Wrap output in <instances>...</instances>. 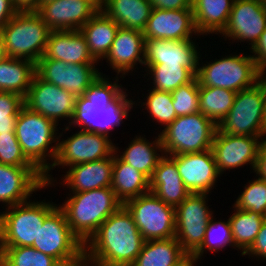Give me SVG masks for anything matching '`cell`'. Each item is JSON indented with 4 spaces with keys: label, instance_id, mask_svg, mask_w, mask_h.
Wrapping results in <instances>:
<instances>
[{
    "label": "cell",
    "instance_id": "cell-13",
    "mask_svg": "<svg viewBox=\"0 0 266 266\" xmlns=\"http://www.w3.org/2000/svg\"><path fill=\"white\" fill-rule=\"evenodd\" d=\"M67 138L62 141L59 138L57 156L51 170L56 166L72 167L108 158L115 152V144L103 134L80 130Z\"/></svg>",
    "mask_w": 266,
    "mask_h": 266
},
{
    "label": "cell",
    "instance_id": "cell-23",
    "mask_svg": "<svg viewBox=\"0 0 266 266\" xmlns=\"http://www.w3.org/2000/svg\"><path fill=\"white\" fill-rule=\"evenodd\" d=\"M145 39L143 31L119 27L110 51L105 59L117 72V76L126 75L134 70L138 63L144 65ZM133 69V70H132ZM126 73V74H125Z\"/></svg>",
    "mask_w": 266,
    "mask_h": 266
},
{
    "label": "cell",
    "instance_id": "cell-9",
    "mask_svg": "<svg viewBox=\"0 0 266 266\" xmlns=\"http://www.w3.org/2000/svg\"><path fill=\"white\" fill-rule=\"evenodd\" d=\"M198 66L196 75L201 86L224 88L234 92L254 86L262 74L251 55H227Z\"/></svg>",
    "mask_w": 266,
    "mask_h": 266
},
{
    "label": "cell",
    "instance_id": "cell-35",
    "mask_svg": "<svg viewBox=\"0 0 266 266\" xmlns=\"http://www.w3.org/2000/svg\"><path fill=\"white\" fill-rule=\"evenodd\" d=\"M237 92L199 84V111L217 126L234 104Z\"/></svg>",
    "mask_w": 266,
    "mask_h": 266
},
{
    "label": "cell",
    "instance_id": "cell-46",
    "mask_svg": "<svg viewBox=\"0 0 266 266\" xmlns=\"http://www.w3.org/2000/svg\"><path fill=\"white\" fill-rule=\"evenodd\" d=\"M152 8L164 10L192 9V0H150Z\"/></svg>",
    "mask_w": 266,
    "mask_h": 266
},
{
    "label": "cell",
    "instance_id": "cell-24",
    "mask_svg": "<svg viewBox=\"0 0 266 266\" xmlns=\"http://www.w3.org/2000/svg\"><path fill=\"white\" fill-rule=\"evenodd\" d=\"M41 58L73 64L97 63L89 53L88 44L80 30H51Z\"/></svg>",
    "mask_w": 266,
    "mask_h": 266
},
{
    "label": "cell",
    "instance_id": "cell-36",
    "mask_svg": "<svg viewBox=\"0 0 266 266\" xmlns=\"http://www.w3.org/2000/svg\"><path fill=\"white\" fill-rule=\"evenodd\" d=\"M146 69L154 81L152 88L164 92H173L196 77L187 67L178 64H154Z\"/></svg>",
    "mask_w": 266,
    "mask_h": 266
},
{
    "label": "cell",
    "instance_id": "cell-41",
    "mask_svg": "<svg viewBox=\"0 0 266 266\" xmlns=\"http://www.w3.org/2000/svg\"><path fill=\"white\" fill-rule=\"evenodd\" d=\"M171 95L177 117L200 112L199 82L197 77L171 92Z\"/></svg>",
    "mask_w": 266,
    "mask_h": 266
},
{
    "label": "cell",
    "instance_id": "cell-18",
    "mask_svg": "<svg viewBox=\"0 0 266 266\" xmlns=\"http://www.w3.org/2000/svg\"><path fill=\"white\" fill-rule=\"evenodd\" d=\"M265 28L266 12L260 0H234L227 25L220 34L240 43L249 41L252 49Z\"/></svg>",
    "mask_w": 266,
    "mask_h": 266
},
{
    "label": "cell",
    "instance_id": "cell-17",
    "mask_svg": "<svg viewBox=\"0 0 266 266\" xmlns=\"http://www.w3.org/2000/svg\"><path fill=\"white\" fill-rule=\"evenodd\" d=\"M99 10L95 0H53L36 12L51 30H80Z\"/></svg>",
    "mask_w": 266,
    "mask_h": 266
},
{
    "label": "cell",
    "instance_id": "cell-2",
    "mask_svg": "<svg viewBox=\"0 0 266 266\" xmlns=\"http://www.w3.org/2000/svg\"><path fill=\"white\" fill-rule=\"evenodd\" d=\"M145 240L122 205L84 245V260L96 266H131Z\"/></svg>",
    "mask_w": 266,
    "mask_h": 266
},
{
    "label": "cell",
    "instance_id": "cell-47",
    "mask_svg": "<svg viewBox=\"0 0 266 266\" xmlns=\"http://www.w3.org/2000/svg\"><path fill=\"white\" fill-rule=\"evenodd\" d=\"M254 172L256 176L266 181V137L261 139Z\"/></svg>",
    "mask_w": 266,
    "mask_h": 266
},
{
    "label": "cell",
    "instance_id": "cell-55",
    "mask_svg": "<svg viewBox=\"0 0 266 266\" xmlns=\"http://www.w3.org/2000/svg\"><path fill=\"white\" fill-rule=\"evenodd\" d=\"M50 1H53V0H39V6H40L42 3H47V2H50Z\"/></svg>",
    "mask_w": 266,
    "mask_h": 266
},
{
    "label": "cell",
    "instance_id": "cell-38",
    "mask_svg": "<svg viewBox=\"0 0 266 266\" xmlns=\"http://www.w3.org/2000/svg\"><path fill=\"white\" fill-rule=\"evenodd\" d=\"M213 217H211L207 225L201 246L192 254L198 261L200 257H203L202 255L206 249L211 252H218L226 246H232L234 248L229 218L226 222H223L221 220L215 221Z\"/></svg>",
    "mask_w": 266,
    "mask_h": 266
},
{
    "label": "cell",
    "instance_id": "cell-44",
    "mask_svg": "<svg viewBox=\"0 0 266 266\" xmlns=\"http://www.w3.org/2000/svg\"><path fill=\"white\" fill-rule=\"evenodd\" d=\"M250 50L253 53L251 56L255 60L258 71L262 75H266V28L257 43Z\"/></svg>",
    "mask_w": 266,
    "mask_h": 266
},
{
    "label": "cell",
    "instance_id": "cell-52",
    "mask_svg": "<svg viewBox=\"0 0 266 266\" xmlns=\"http://www.w3.org/2000/svg\"><path fill=\"white\" fill-rule=\"evenodd\" d=\"M7 57L5 53V48H4V38L2 35V32L0 31V61L4 60Z\"/></svg>",
    "mask_w": 266,
    "mask_h": 266
},
{
    "label": "cell",
    "instance_id": "cell-54",
    "mask_svg": "<svg viewBox=\"0 0 266 266\" xmlns=\"http://www.w3.org/2000/svg\"><path fill=\"white\" fill-rule=\"evenodd\" d=\"M262 9L266 12V0H260Z\"/></svg>",
    "mask_w": 266,
    "mask_h": 266
},
{
    "label": "cell",
    "instance_id": "cell-53",
    "mask_svg": "<svg viewBox=\"0 0 266 266\" xmlns=\"http://www.w3.org/2000/svg\"><path fill=\"white\" fill-rule=\"evenodd\" d=\"M76 266H96V265H93L85 260H83L82 262H80L79 264H77Z\"/></svg>",
    "mask_w": 266,
    "mask_h": 266
},
{
    "label": "cell",
    "instance_id": "cell-49",
    "mask_svg": "<svg viewBox=\"0 0 266 266\" xmlns=\"http://www.w3.org/2000/svg\"><path fill=\"white\" fill-rule=\"evenodd\" d=\"M17 11H36L39 8V0H11Z\"/></svg>",
    "mask_w": 266,
    "mask_h": 266
},
{
    "label": "cell",
    "instance_id": "cell-50",
    "mask_svg": "<svg viewBox=\"0 0 266 266\" xmlns=\"http://www.w3.org/2000/svg\"><path fill=\"white\" fill-rule=\"evenodd\" d=\"M197 259L192 255H187L180 263L175 266H194Z\"/></svg>",
    "mask_w": 266,
    "mask_h": 266
},
{
    "label": "cell",
    "instance_id": "cell-14",
    "mask_svg": "<svg viewBox=\"0 0 266 266\" xmlns=\"http://www.w3.org/2000/svg\"><path fill=\"white\" fill-rule=\"evenodd\" d=\"M76 96L52 83L42 80L36 73L24 98V106L54 121L72 119Z\"/></svg>",
    "mask_w": 266,
    "mask_h": 266
},
{
    "label": "cell",
    "instance_id": "cell-11",
    "mask_svg": "<svg viewBox=\"0 0 266 266\" xmlns=\"http://www.w3.org/2000/svg\"><path fill=\"white\" fill-rule=\"evenodd\" d=\"M124 206L145 241L175 237V208L167 205L153 192L128 200Z\"/></svg>",
    "mask_w": 266,
    "mask_h": 266
},
{
    "label": "cell",
    "instance_id": "cell-39",
    "mask_svg": "<svg viewBox=\"0 0 266 266\" xmlns=\"http://www.w3.org/2000/svg\"><path fill=\"white\" fill-rule=\"evenodd\" d=\"M146 96V101L141 105L147 108L149 116L161 125L164 129L170 125L176 118V112L173 106L171 92L158 91L151 89Z\"/></svg>",
    "mask_w": 266,
    "mask_h": 266
},
{
    "label": "cell",
    "instance_id": "cell-6",
    "mask_svg": "<svg viewBox=\"0 0 266 266\" xmlns=\"http://www.w3.org/2000/svg\"><path fill=\"white\" fill-rule=\"evenodd\" d=\"M43 201H26L0 212V247L33 245L44 219L57 207Z\"/></svg>",
    "mask_w": 266,
    "mask_h": 266
},
{
    "label": "cell",
    "instance_id": "cell-51",
    "mask_svg": "<svg viewBox=\"0 0 266 266\" xmlns=\"http://www.w3.org/2000/svg\"><path fill=\"white\" fill-rule=\"evenodd\" d=\"M264 132L266 133V75L264 76V111H263Z\"/></svg>",
    "mask_w": 266,
    "mask_h": 266
},
{
    "label": "cell",
    "instance_id": "cell-16",
    "mask_svg": "<svg viewBox=\"0 0 266 266\" xmlns=\"http://www.w3.org/2000/svg\"><path fill=\"white\" fill-rule=\"evenodd\" d=\"M260 139L259 136L230 135L217 130L211 150L220 175L228 169L238 168L245 164L251 165L254 170Z\"/></svg>",
    "mask_w": 266,
    "mask_h": 266
},
{
    "label": "cell",
    "instance_id": "cell-31",
    "mask_svg": "<svg viewBox=\"0 0 266 266\" xmlns=\"http://www.w3.org/2000/svg\"><path fill=\"white\" fill-rule=\"evenodd\" d=\"M187 255L175 237L148 240L131 266H175Z\"/></svg>",
    "mask_w": 266,
    "mask_h": 266
},
{
    "label": "cell",
    "instance_id": "cell-42",
    "mask_svg": "<svg viewBox=\"0 0 266 266\" xmlns=\"http://www.w3.org/2000/svg\"><path fill=\"white\" fill-rule=\"evenodd\" d=\"M24 98L18 94L0 91V135L15 133V122Z\"/></svg>",
    "mask_w": 266,
    "mask_h": 266
},
{
    "label": "cell",
    "instance_id": "cell-45",
    "mask_svg": "<svg viewBox=\"0 0 266 266\" xmlns=\"http://www.w3.org/2000/svg\"><path fill=\"white\" fill-rule=\"evenodd\" d=\"M251 257L266 259V219L264 220L259 233L257 234L255 241L251 247L243 254Z\"/></svg>",
    "mask_w": 266,
    "mask_h": 266
},
{
    "label": "cell",
    "instance_id": "cell-40",
    "mask_svg": "<svg viewBox=\"0 0 266 266\" xmlns=\"http://www.w3.org/2000/svg\"><path fill=\"white\" fill-rule=\"evenodd\" d=\"M244 187V191L232 205L233 208L251 210L266 217V181L258 177Z\"/></svg>",
    "mask_w": 266,
    "mask_h": 266
},
{
    "label": "cell",
    "instance_id": "cell-3",
    "mask_svg": "<svg viewBox=\"0 0 266 266\" xmlns=\"http://www.w3.org/2000/svg\"><path fill=\"white\" fill-rule=\"evenodd\" d=\"M57 124L23 106L16 118L15 134L26 158L44 175L45 185L55 186L50 169L58 151ZM55 144L53 145L52 143ZM52 145V146H51ZM51 160V164L47 160ZM51 177V178H50Z\"/></svg>",
    "mask_w": 266,
    "mask_h": 266
},
{
    "label": "cell",
    "instance_id": "cell-27",
    "mask_svg": "<svg viewBox=\"0 0 266 266\" xmlns=\"http://www.w3.org/2000/svg\"><path fill=\"white\" fill-rule=\"evenodd\" d=\"M118 150L115 146L111 188L117 199L124 205L128 200L150 192V180L143 173L125 163L118 156Z\"/></svg>",
    "mask_w": 266,
    "mask_h": 266
},
{
    "label": "cell",
    "instance_id": "cell-19",
    "mask_svg": "<svg viewBox=\"0 0 266 266\" xmlns=\"http://www.w3.org/2000/svg\"><path fill=\"white\" fill-rule=\"evenodd\" d=\"M185 187L193 194H209L220 177L211 149L199 153L169 155Z\"/></svg>",
    "mask_w": 266,
    "mask_h": 266
},
{
    "label": "cell",
    "instance_id": "cell-22",
    "mask_svg": "<svg viewBox=\"0 0 266 266\" xmlns=\"http://www.w3.org/2000/svg\"><path fill=\"white\" fill-rule=\"evenodd\" d=\"M192 39H145L144 66L178 64L187 67L195 76L201 59Z\"/></svg>",
    "mask_w": 266,
    "mask_h": 266
},
{
    "label": "cell",
    "instance_id": "cell-48",
    "mask_svg": "<svg viewBox=\"0 0 266 266\" xmlns=\"http://www.w3.org/2000/svg\"><path fill=\"white\" fill-rule=\"evenodd\" d=\"M17 12L11 0H0V31Z\"/></svg>",
    "mask_w": 266,
    "mask_h": 266
},
{
    "label": "cell",
    "instance_id": "cell-21",
    "mask_svg": "<svg viewBox=\"0 0 266 266\" xmlns=\"http://www.w3.org/2000/svg\"><path fill=\"white\" fill-rule=\"evenodd\" d=\"M198 35L192 9L164 10L152 8L144 39L186 40Z\"/></svg>",
    "mask_w": 266,
    "mask_h": 266
},
{
    "label": "cell",
    "instance_id": "cell-28",
    "mask_svg": "<svg viewBox=\"0 0 266 266\" xmlns=\"http://www.w3.org/2000/svg\"><path fill=\"white\" fill-rule=\"evenodd\" d=\"M100 10L119 27L143 31L152 11L150 0H103Z\"/></svg>",
    "mask_w": 266,
    "mask_h": 266
},
{
    "label": "cell",
    "instance_id": "cell-43",
    "mask_svg": "<svg viewBox=\"0 0 266 266\" xmlns=\"http://www.w3.org/2000/svg\"><path fill=\"white\" fill-rule=\"evenodd\" d=\"M0 164L35 167L24 155L15 133L0 135Z\"/></svg>",
    "mask_w": 266,
    "mask_h": 266
},
{
    "label": "cell",
    "instance_id": "cell-56",
    "mask_svg": "<svg viewBox=\"0 0 266 266\" xmlns=\"http://www.w3.org/2000/svg\"><path fill=\"white\" fill-rule=\"evenodd\" d=\"M99 5H101L103 0H95Z\"/></svg>",
    "mask_w": 266,
    "mask_h": 266
},
{
    "label": "cell",
    "instance_id": "cell-1",
    "mask_svg": "<svg viewBox=\"0 0 266 266\" xmlns=\"http://www.w3.org/2000/svg\"><path fill=\"white\" fill-rule=\"evenodd\" d=\"M102 75L87 88L84 95L76 98L74 114L64 128L65 132L71 125H77L81 130L110 137L109 131L128 118L135 101L127 99L125 89L118 85V77L112 83Z\"/></svg>",
    "mask_w": 266,
    "mask_h": 266
},
{
    "label": "cell",
    "instance_id": "cell-15",
    "mask_svg": "<svg viewBox=\"0 0 266 266\" xmlns=\"http://www.w3.org/2000/svg\"><path fill=\"white\" fill-rule=\"evenodd\" d=\"M95 65L97 64H73L40 58L35 64V71L42 80L79 97L101 75Z\"/></svg>",
    "mask_w": 266,
    "mask_h": 266
},
{
    "label": "cell",
    "instance_id": "cell-4",
    "mask_svg": "<svg viewBox=\"0 0 266 266\" xmlns=\"http://www.w3.org/2000/svg\"><path fill=\"white\" fill-rule=\"evenodd\" d=\"M63 210L72 233L85 245L100 225L123 204L111 187L69 194Z\"/></svg>",
    "mask_w": 266,
    "mask_h": 266
},
{
    "label": "cell",
    "instance_id": "cell-29",
    "mask_svg": "<svg viewBox=\"0 0 266 266\" xmlns=\"http://www.w3.org/2000/svg\"><path fill=\"white\" fill-rule=\"evenodd\" d=\"M118 28L119 25L101 10L80 28L89 53L97 63L108 55Z\"/></svg>",
    "mask_w": 266,
    "mask_h": 266
},
{
    "label": "cell",
    "instance_id": "cell-33",
    "mask_svg": "<svg viewBox=\"0 0 266 266\" xmlns=\"http://www.w3.org/2000/svg\"><path fill=\"white\" fill-rule=\"evenodd\" d=\"M35 73V63L32 61L6 57L0 61V91L25 98Z\"/></svg>",
    "mask_w": 266,
    "mask_h": 266
},
{
    "label": "cell",
    "instance_id": "cell-25",
    "mask_svg": "<svg viewBox=\"0 0 266 266\" xmlns=\"http://www.w3.org/2000/svg\"><path fill=\"white\" fill-rule=\"evenodd\" d=\"M113 164L114 153L108 158L73 165L62 179L64 186L72 193L111 187Z\"/></svg>",
    "mask_w": 266,
    "mask_h": 266
},
{
    "label": "cell",
    "instance_id": "cell-12",
    "mask_svg": "<svg viewBox=\"0 0 266 266\" xmlns=\"http://www.w3.org/2000/svg\"><path fill=\"white\" fill-rule=\"evenodd\" d=\"M208 194L191 193L175 208V238L182 249L192 255L202 244L213 212L207 206ZM211 210V211H210Z\"/></svg>",
    "mask_w": 266,
    "mask_h": 266
},
{
    "label": "cell",
    "instance_id": "cell-10",
    "mask_svg": "<svg viewBox=\"0 0 266 266\" xmlns=\"http://www.w3.org/2000/svg\"><path fill=\"white\" fill-rule=\"evenodd\" d=\"M263 111L264 75L254 86L237 92L233 106L217 130L230 135L259 136L263 139L266 137Z\"/></svg>",
    "mask_w": 266,
    "mask_h": 266
},
{
    "label": "cell",
    "instance_id": "cell-37",
    "mask_svg": "<svg viewBox=\"0 0 266 266\" xmlns=\"http://www.w3.org/2000/svg\"><path fill=\"white\" fill-rule=\"evenodd\" d=\"M1 266H62L55 258L34 247H0Z\"/></svg>",
    "mask_w": 266,
    "mask_h": 266
},
{
    "label": "cell",
    "instance_id": "cell-7",
    "mask_svg": "<svg viewBox=\"0 0 266 266\" xmlns=\"http://www.w3.org/2000/svg\"><path fill=\"white\" fill-rule=\"evenodd\" d=\"M217 125L201 112L178 116L160 132L163 154L199 153L211 149Z\"/></svg>",
    "mask_w": 266,
    "mask_h": 266
},
{
    "label": "cell",
    "instance_id": "cell-20",
    "mask_svg": "<svg viewBox=\"0 0 266 266\" xmlns=\"http://www.w3.org/2000/svg\"><path fill=\"white\" fill-rule=\"evenodd\" d=\"M46 187L44 175L36 167L0 164V202L7 208L30 200L33 192Z\"/></svg>",
    "mask_w": 266,
    "mask_h": 266
},
{
    "label": "cell",
    "instance_id": "cell-8",
    "mask_svg": "<svg viewBox=\"0 0 266 266\" xmlns=\"http://www.w3.org/2000/svg\"><path fill=\"white\" fill-rule=\"evenodd\" d=\"M32 247L55 258L62 266H76L84 260V245L72 233L58 205L44 219Z\"/></svg>",
    "mask_w": 266,
    "mask_h": 266
},
{
    "label": "cell",
    "instance_id": "cell-32",
    "mask_svg": "<svg viewBox=\"0 0 266 266\" xmlns=\"http://www.w3.org/2000/svg\"><path fill=\"white\" fill-rule=\"evenodd\" d=\"M156 138L153 142H149L142 136H136L130 142L128 148L122 152V155H118L125 163L143 173L149 180L157 167L159 159L163 156L160 135ZM157 151L158 153L161 152V155Z\"/></svg>",
    "mask_w": 266,
    "mask_h": 266
},
{
    "label": "cell",
    "instance_id": "cell-34",
    "mask_svg": "<svg viewBox=\"0 0 266 266\" xmlns=\"http://www.w3.org/2000/svg\"><path fill=\"white\" fill-rule=\"evenodd\" d=\"M236 210V211H235ZM235 213L229 217L235 249L241 250V255L251 247L266 217L251 210L234 208Z\"/></svg>",
    "mask_w": 266,
    "mask_h": 266
},
{
    "label": "cell",
    "instance_id": "cell-30",
    "mask_svg": "<svg viewBox=\"0 0 266 266\" xmlns=\"http://www.w3.org/2000/svg\"><path fill=\"white\" fill-rule=\"evenodd\" d=\"M234 0H192L199 35L220 34L226 27Z\"/></svg>",
    "mask_w": 266,
    "mask_h": 266
},
{
    "label": "cell",
    "instance_id": "cell-26",
    "mask_svg": "<svg viewBox=\"0 0 266 266\" xmlns=\"http://www.w3.org/2000/svg\"><path fill=\"white\" fill-rule=\"evenodd\" d=\"M150 192L174 208L191 194L182 181L176 162L169 155L163 154L159 159L150 179Z\"/></svg>",
    "mask_w": 266,
    "mask_h": 266
},
{
    "label": "cell",
    "instance_id": "cell-5",
    "mask_svg": "<svg viewBox=\"0 0 266 266\" xmlns=\"http://www.w3.org/2000/svg\"><path fill=\"white\" fill-rule=\"evenodd\" d=\"M1 32L7 57L36 64L44 55L51 29L36 11H18Z\"/></svg>",
    "mask_w": 266,
    "mask_h": 266
}]
</instances>
